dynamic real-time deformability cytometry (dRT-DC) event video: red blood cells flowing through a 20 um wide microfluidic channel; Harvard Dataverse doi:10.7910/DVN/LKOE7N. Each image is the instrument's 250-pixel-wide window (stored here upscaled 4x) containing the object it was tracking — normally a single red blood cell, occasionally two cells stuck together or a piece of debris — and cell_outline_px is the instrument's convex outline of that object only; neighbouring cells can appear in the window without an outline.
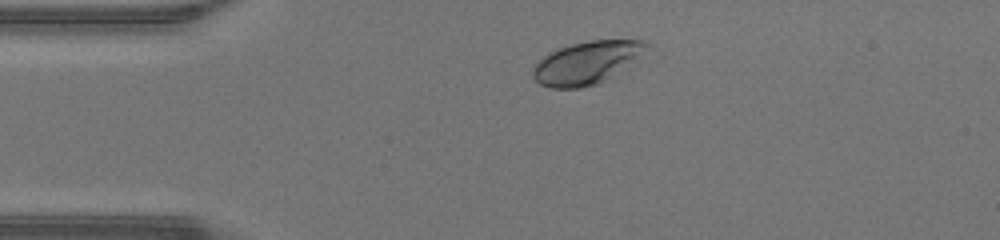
{"species": "human", "species_latin": "Homo sapiens", "temperature_condition": "warm", "stored_images_in_passage": 34, "camera_frame_rate_fps": 3000, "um_per_image_px": 0.085, "donor": {"sex": "male"}, "frame": {"image": 1, "passage_image": 1, "time_ms": 0.0, "image_size_px": [1000, 240], "cell_outline_px": [[652, 48], [628, 68], [600, 84], [580, 88], [552, 88], [540, 84], [532, 76], [532, 68], [548, 52], [572, 44], [588, 40], [644, 40], [652, 44]], "centroid_in_image_um": [49.98, 5.33], "position_along_channel_um": 35.0, "area_um2": 29.02}}
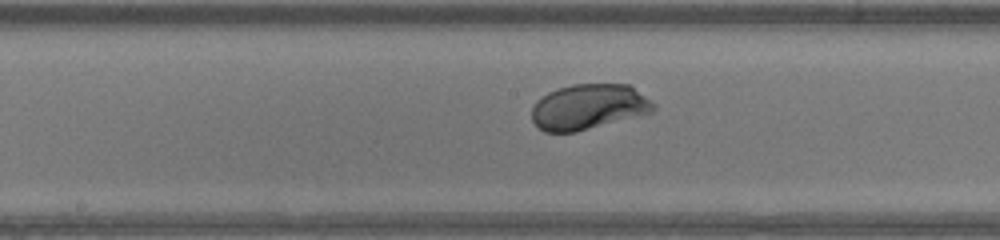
{"frame": {"image": 2, "passage_image": 15, "time_ms": 4.667, "image_size_px": [1000, 240], "cell_outline_px": [[656, 108], [652, 112], [576, 132], [544, 132], [532, 120], [532, 108], [536, 100], [548, 92], [556, 88], [572, 84], [628, 84], [656, 104]], "centroid_in_image_um": [50.01, 9.07], "position_along_channel_um": 198.2, "area_um2": 32.14}}
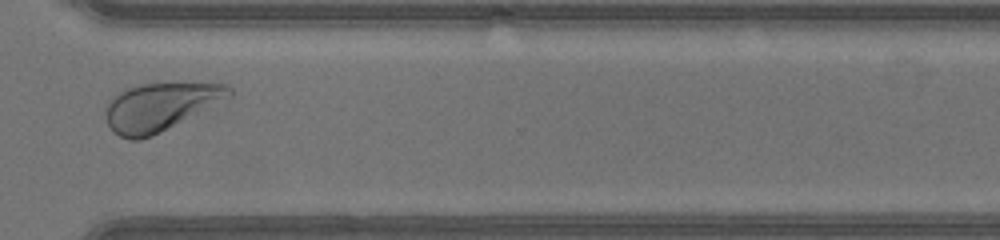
{"frame": {"image": 3, "passage_image": 26, "time_ms": 8.333, "image_size_px": [1000, 240], "cell_outline_px": [[232, 96], [152, 136], [140, 140], [128, 140], [112, 132], [108, 124], [104, 112], [108, 100], [116, 92], [124, 88], [136, 84], [228, 84], [232, 88]], "centroid_in_image_um": [13.53, 9.08], "position_along_channel_um": 357.1, "area_um2": 34.39}, "authors_computed_cell_mechanics": {"area_um2": 32.5992, "velocity_mm_per_s": 4.3432, "shape_relaxation_time_tau1_ms": 1.3861, "shape_relaxation_time_tau2_ms": null, "deformation_change_tau1": 0.1198, "deformation_change_tau2": null}}